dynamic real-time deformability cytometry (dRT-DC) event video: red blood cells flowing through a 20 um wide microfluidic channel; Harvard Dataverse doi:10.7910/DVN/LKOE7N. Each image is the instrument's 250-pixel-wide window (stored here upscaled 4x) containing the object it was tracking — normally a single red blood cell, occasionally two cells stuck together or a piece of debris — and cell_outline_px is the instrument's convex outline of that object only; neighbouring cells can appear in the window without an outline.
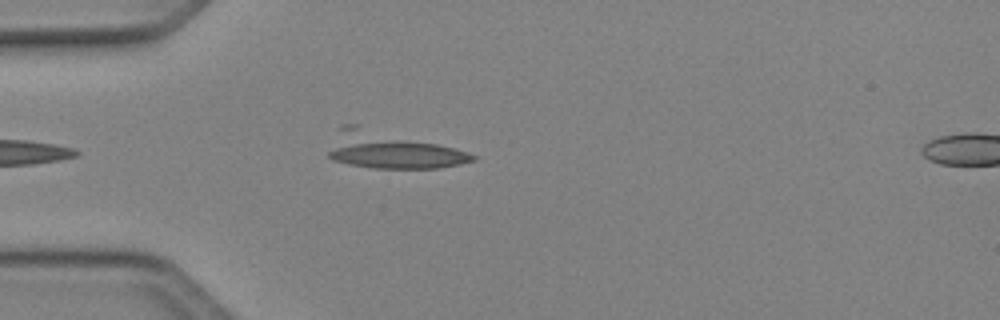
{"species": "Egyptian fruit bat (a non-hibernating species)", "species_latin": "Rousettus aegyptiacus", "temperature_condition": "cold", "stored_images_in_passage": 30, "camera_frame_rate_fps": 3000, "um_per_image_px": 0.085, "animal": {"sex": "female"}, "frame": {"image": 1, "passage_image": 2, "time_ms": 0.333, "image_size_px": [1000, 320], "cell_outline_px": [[476, 160], [460, 164], [440, 168], [372, 168], [348, 164], [332, 160], [328, 156], [328, 152], [340, 128], [344, 124], [356, 124], [468, 152], [476, 156]], "centroid_in_image_um": [33.25, 12.78], "position_along_channel_um": 51.7, "area_um2": 30.23}}
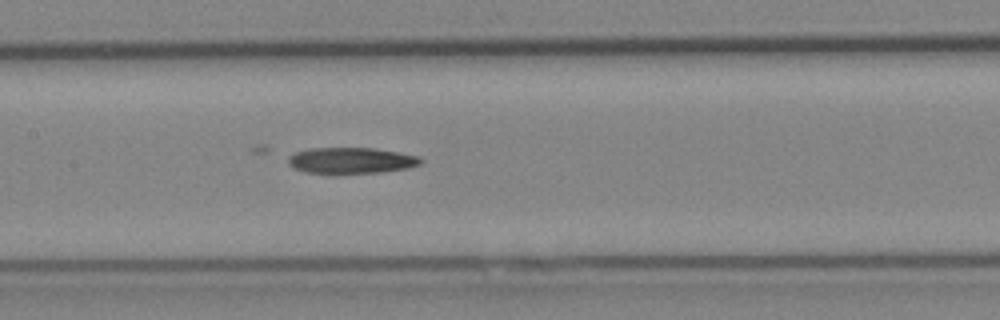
{"frame": {"image": 2, "passage_image": 12, "time_ms": 3.667, "image_size_px": [1000, 320], "cell_outline_px": [[424, 160], [420, 164], [408, 168], [380, 172], [304, 172], [292, 168], [288, 164], [288, 156], [296, 152], [312, 148], [376, 148], [400, 152], [420, 156]], "centroid_in_image_um": [29.88, 13.62], "position_along_channel_um": 177.5, "area_um2": 19.94}}
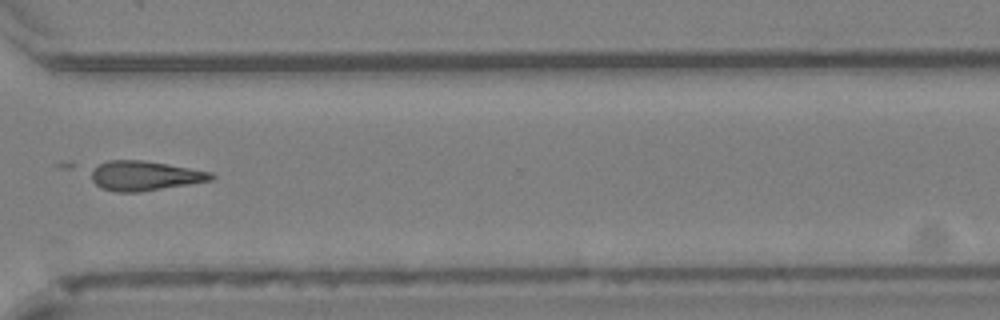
{"frame": {"image": 3, "passage_image": 25, "time_ms": 8.0, "image_size_px": [1000, 320], "cell_outline_px": [[216, 176], [212, 180], [140, 192], [116, 192], [100, 188], [92, 180], [92, 168], [108, 160], [144, 160], [212, 172]], "centroid_in_image_um": [12.29, 14.94], "position_along_channel_um": 358.3, "area_um2": 20.63}}